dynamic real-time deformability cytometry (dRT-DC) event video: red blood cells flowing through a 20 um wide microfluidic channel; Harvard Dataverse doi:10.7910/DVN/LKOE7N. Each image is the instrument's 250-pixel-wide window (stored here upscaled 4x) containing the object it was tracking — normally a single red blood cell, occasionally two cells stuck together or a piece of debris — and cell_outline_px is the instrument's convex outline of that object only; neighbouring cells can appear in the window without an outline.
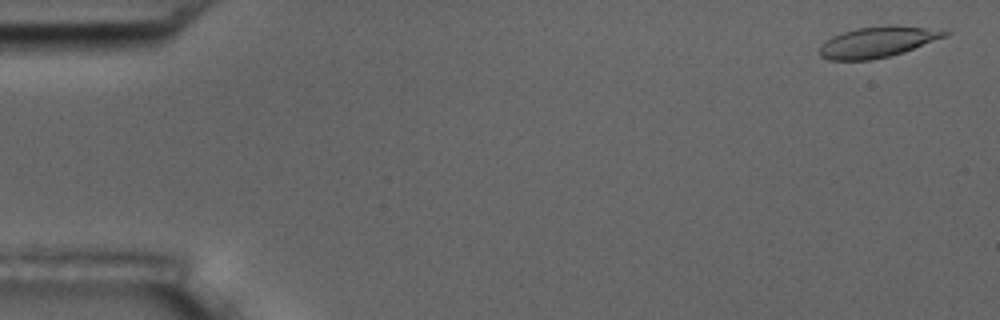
{"species": "common noctule bat (a hibernating species)", "species_latin": "Nyctalus noctula", "temperature_condition": "room temperature", "stored_images_in_passage": 56, "camera_frame_rate_fps": 3000, "um_per_image_px": 0.085, "animal": {"sex": "male", "body_mass_g": 17.5, "forearm_length_mm": 52.3}, "frame": {"image": 1, "passage_image": 2, "time_ms": 0.333, "image_size_px": [1000, 320], "cell_outline_px": [[952, 32], [948, 36], [904, 52], [888, 56], [868, 60], [828, 60], [820, 56], [820, 44], [832, 36], [856, 28], [896, 24]], "centroid_in_image_um": [74.59, 3.57], "position_along_channel_um": 10.4, "area_um2": 22.43}}
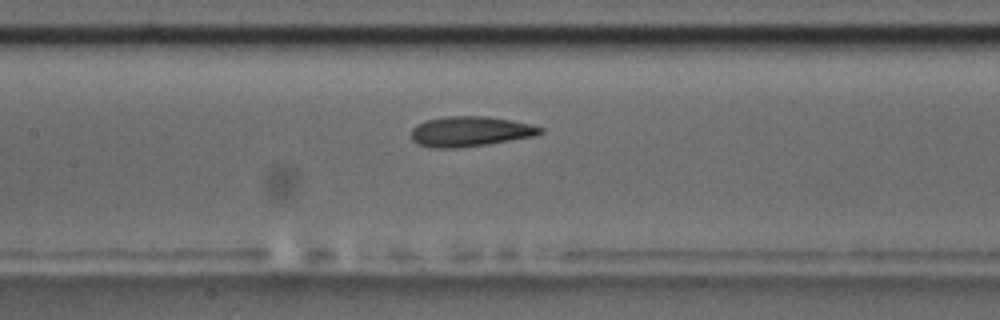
{"frame": {"image": 2, "passage_image": 26, "time_ms": 8.333, "image_size_px": [1000, 320], "cell_outline_px": [[544, 132], [536, 136], [488, 144], [456, 148], [432, 148], [416, 144], [412, 140], [412, 128], [416, 124], [424, 120], [444, 116], [488, 116], [512, 120], [532, 124], [544, 128]], "centroid_in_image_um": [39.97, 11.17], "position_along_channel_um": 167.4, "area_um2": 23.06}}
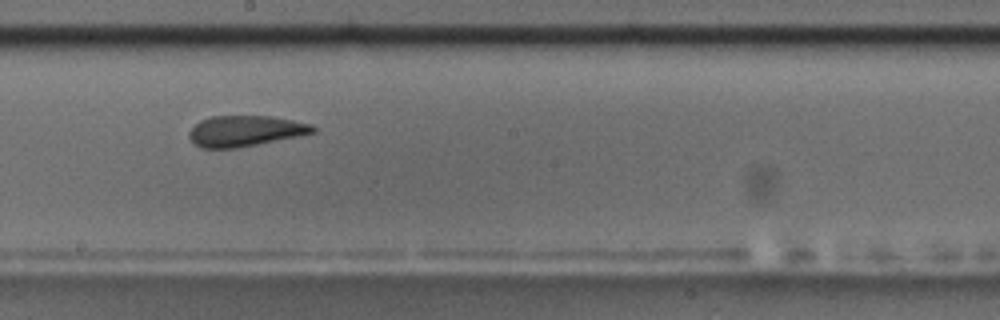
{"frame": {"image": 3, "passage_image": 31, "time_ms": 10.0, "image_size_px": [1000, 320], "cell_outline_px": [[316, 132], [300, 136], [236, 148], [200, 148], [192, 144], [188, 136], [188, 132], [200, 120], [212, 116], [268, 116], [292, 120], [312, 124], [316, 128]], "centroid_in_image_um": [20.82, 11.14], "position_along_channel_um": 227.4, "area_um2": 22.31}, "authors_computed_cell_mechanics": {"area_um2": 22.9755, "velocity_mm_per_s": 3.6298, "shape_relaxation_time_tau1_ms": 7.3672, "shape_relaxation_time_tau2_ms": 1.6504, "deformation_change_tau1": 0.1683, "deformation_change_tau2": 0.0824}}